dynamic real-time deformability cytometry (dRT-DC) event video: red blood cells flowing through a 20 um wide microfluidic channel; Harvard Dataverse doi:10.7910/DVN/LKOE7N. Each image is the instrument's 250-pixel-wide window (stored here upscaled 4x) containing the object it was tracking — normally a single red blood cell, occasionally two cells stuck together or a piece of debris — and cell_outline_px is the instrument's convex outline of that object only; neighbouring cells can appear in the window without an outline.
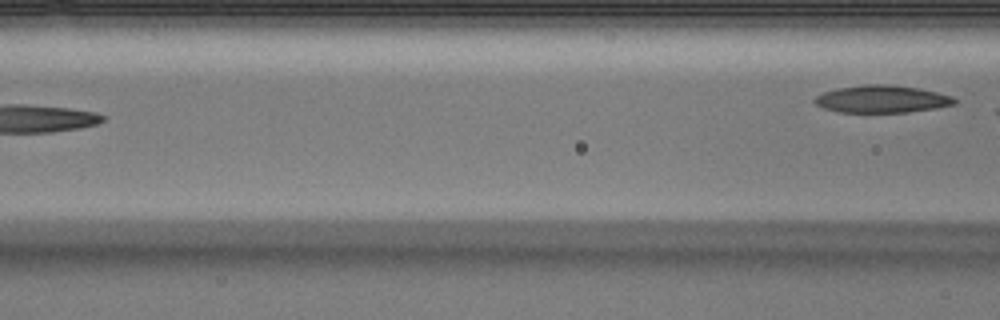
{"species": "Egyptian fruit bat (a non-hibernating species)", "species_latin": "Rousettus aegyptiacus", "temperature_condition": "warm", "stored_images_in_passage": 6, "camera_frame_rate_fps": 3000, "um_per_image_px": 0.085, "animal": {"sex": "male"}, "frame": {"image": 1, "passage_image": 6, "time_ms": 1.667, "image_size_px": [1000, 320], "cell_outline_px": [[956, 104], [936, 108], [908, 112], [840, 112], [824, 108], [816, 104], [812, 100], [816, 96], [824, 92], [840, 88], [864, 84], [888, 84], [920, 88], [952, 96], [956, 100]], "centroid_in_image_um": [74.97, 8.42], "position_along_channel_um": 91.6, "area_um2": 22.25}}